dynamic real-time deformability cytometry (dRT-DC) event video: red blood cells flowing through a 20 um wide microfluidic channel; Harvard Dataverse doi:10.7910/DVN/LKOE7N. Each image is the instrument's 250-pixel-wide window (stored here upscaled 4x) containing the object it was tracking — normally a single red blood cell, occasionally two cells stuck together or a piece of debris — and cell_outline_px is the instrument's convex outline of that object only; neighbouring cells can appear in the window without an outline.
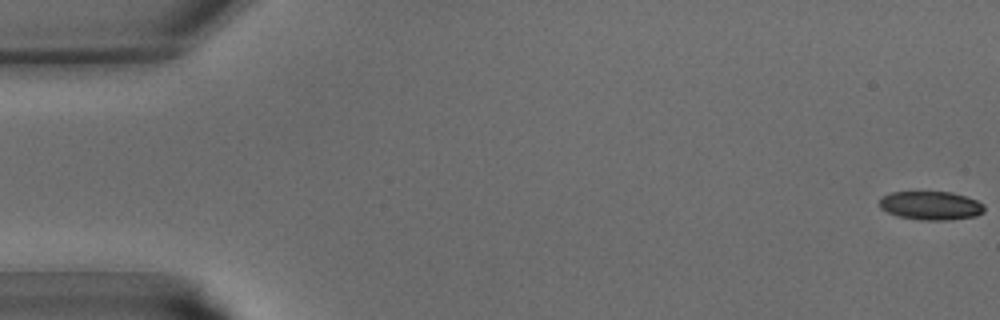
{"species": "common noctule bat (a hibernating species)", "species_latin": "Nyctalus noctula", "temperature_condition": "warm", "stored_images_in_passage": 42, "camera_frame_rate_fps": 3000, "um_per_image_px": 0.085, "animal": {"sex": "male", "body_mass_g": 15.6}, "frame": {"image": 1, "passage_image": 1, "time_ms": 0.0, "image_size_px": [1000, 320], "cell_outline_px": [[984, 212], [976, 216], [952, 220], [920, 220], [900, 216], [888, 212], [880, 208], [880, 196], [892, 192], [952, 192], [976, 200], [984, 204]], "centroid_in_image_um": [79.13, 17.47], "position_along_channel_um": 5.9, "area_um2": 17.51}}
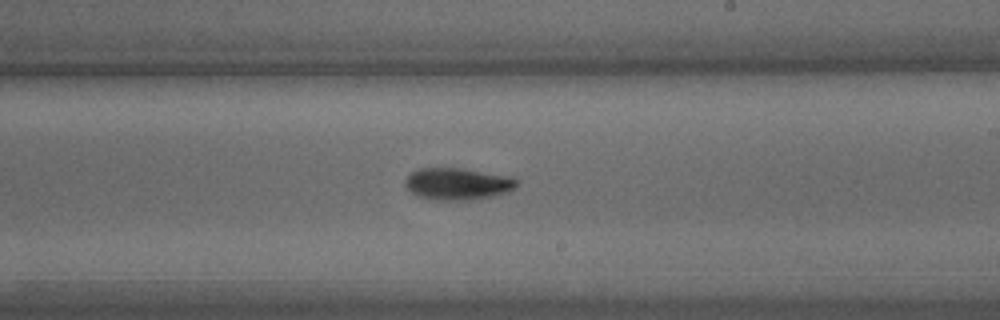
{"frame": {"image": 2, "passage_image": 25, "time_ms": 8.0, "image_size_px": [1000, 320], "cell_outline_px": [[520, 184], [516, 188], [508, 192], [492, 196], [472, 200], [440, 200], [420, 196], [412, 192], [404, 184], [404, 180], [412, 172], [420, 168], [460, 168], [512, 176], [520, 180]], "centroid_in_image_um": [38.98, 15.62], "position_along_channel_um": 250.0, "area_um2": 20.87}}
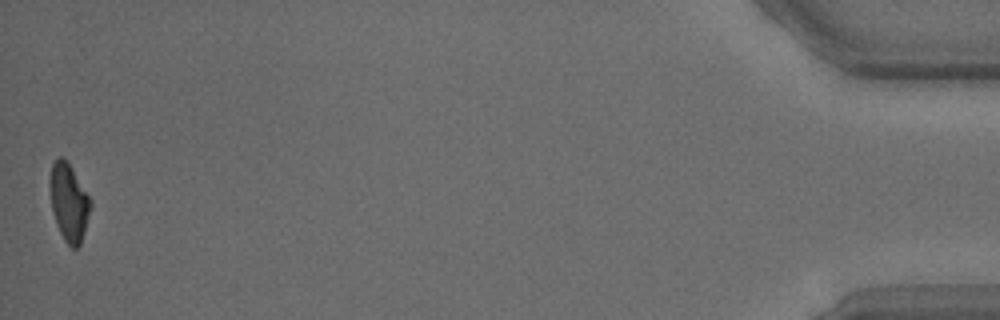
{"frame": {"image": 3, "passage_image": 42, "time_ms": 13.667, "image_size_px": [1000, 320], "cell_outline_px": [[92, 208], [80, 244], [76, 248], [72, 248], [64, 240], [56, 224], [52, 208], [52, 164], [60, 156], [72, 168], [92, 200]], "centroid_in_image_um": [5.92, 17.26], "position_along_channel_um": 429.3, "area_um2": 17.74}}